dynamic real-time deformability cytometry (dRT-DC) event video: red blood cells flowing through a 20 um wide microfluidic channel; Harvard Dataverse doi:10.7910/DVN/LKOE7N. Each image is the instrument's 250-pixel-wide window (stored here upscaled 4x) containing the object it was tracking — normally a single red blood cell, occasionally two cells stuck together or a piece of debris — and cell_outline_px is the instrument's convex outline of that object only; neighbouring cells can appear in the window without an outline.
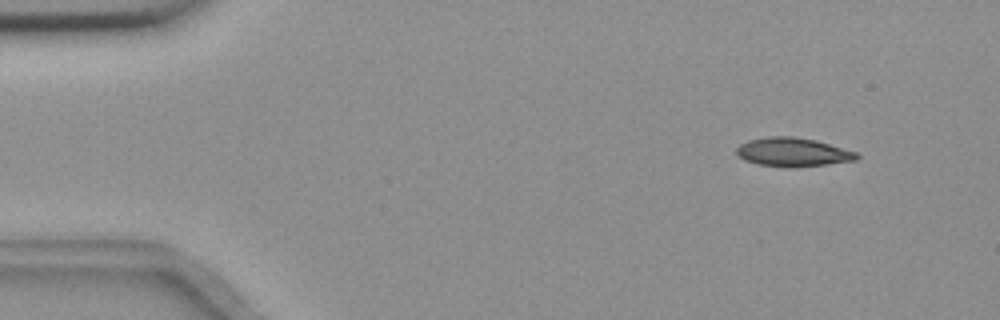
{"species": "common noctule bat (a hibernating species)", "species_latin": "Nyctalus noctula", "temperature_condition": "room temperature", "stored_images_in_passage": 4, "camera_frame_rate_fps": 3000, "um_per_image_px": 0.085, "animal": {"sex": "female", "body_mass_g": 18.4}, "frame": {"image": 1, "passage_image": 1, "time_ms": 0.0, "image_size_px": [1000, 320], "cell_outline_px": [[860, 156], [856, 160], [792, 168], [756, 164], [744, 160], [736, 156], [736, 148], [740, 144], [748, 140], [768, 136], [792, 136], [816, 140], [860, 152]], "centroid_in_image_um": [67.39, 12.93], "position_along_channel_um": 17.6, "area_um2": 20.46}}
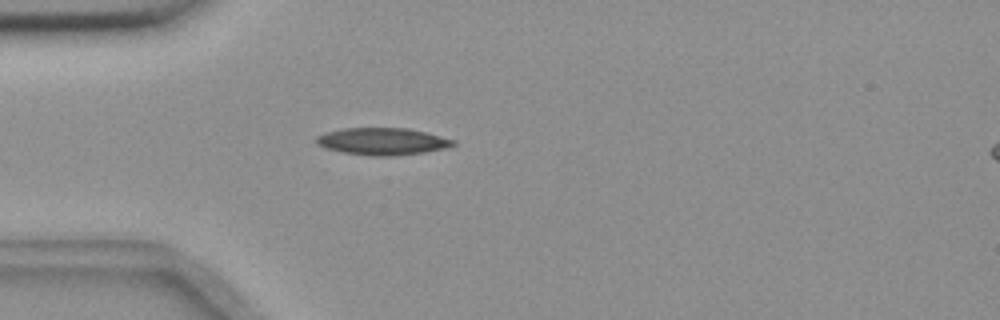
{"frame": {"image": 2, "passage_image": 4, "time_ms": 1.0, "image_size_px": [1000, 320], "cell_outline_px": [[456, 144], [444, 148], [424, 152], [392, 156], [368, 156], [344, 152], [324, 148], [316, 144], [316, 136], [324, 132], [344, 128], [408, 128], [456, 140]], "centroid_in_image_um": [32.46, 12.02], "position_along_channel_um": 52.5, "area_um2": 21.62}}